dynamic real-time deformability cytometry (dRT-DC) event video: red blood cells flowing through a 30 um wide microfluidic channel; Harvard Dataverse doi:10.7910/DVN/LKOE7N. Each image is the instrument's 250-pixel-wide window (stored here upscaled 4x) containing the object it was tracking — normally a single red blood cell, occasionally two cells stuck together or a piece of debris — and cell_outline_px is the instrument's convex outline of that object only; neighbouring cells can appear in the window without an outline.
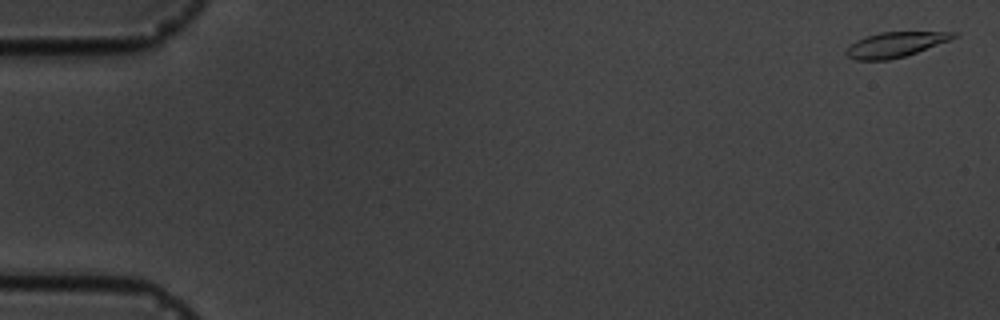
{"species": "common noctule bat (a hibernating species)", "species_latin": "Nyctalus noctula", "temperature_condition": "cold", "stored_images_in_passage": 6, "camera_frame_rate_fps": 3000, "um_per_image_px": 0.085, "animal": {"sex": "male", "body_mass_g": 19.5, "forearm_length_mm": 54.6}, "frame": {"image": 1, "passage_image": 1, "time_ms": 0.0, "image_size_px": [1000, 320], "cell_outline_px": [[960, 32], [956, 36], [948, 40], [916, 52], [904, 56], [888, 60], [856, 60], [848, 56], [844, 52], [856, 40], [880, 32]], "centroid_in_image_um": [76.07, 3.79], "position_along_channel_um": 8.9, "area_um2": 15.26}}
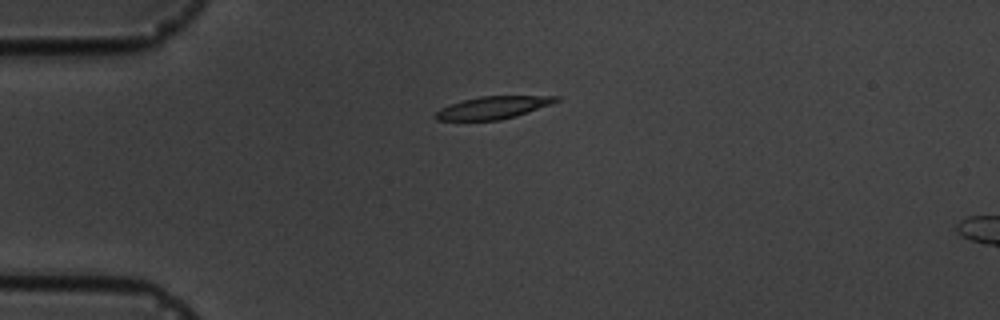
{"frame": {"image": 2, "passage_image": 5, "time_ms": 4.333, "image_size_px": [1000, 320], "cell_outline_px": [[560, 100], [552, 104], [516, 116], [500, 120], [436, 120], [432, 116], [440, 108], [460, 100], [480, 96], [560, 96]], "centroid_in_image_um": [41.89, 9.14], "position_along_channel_um": 43.1, "area_um2": 15.9}}